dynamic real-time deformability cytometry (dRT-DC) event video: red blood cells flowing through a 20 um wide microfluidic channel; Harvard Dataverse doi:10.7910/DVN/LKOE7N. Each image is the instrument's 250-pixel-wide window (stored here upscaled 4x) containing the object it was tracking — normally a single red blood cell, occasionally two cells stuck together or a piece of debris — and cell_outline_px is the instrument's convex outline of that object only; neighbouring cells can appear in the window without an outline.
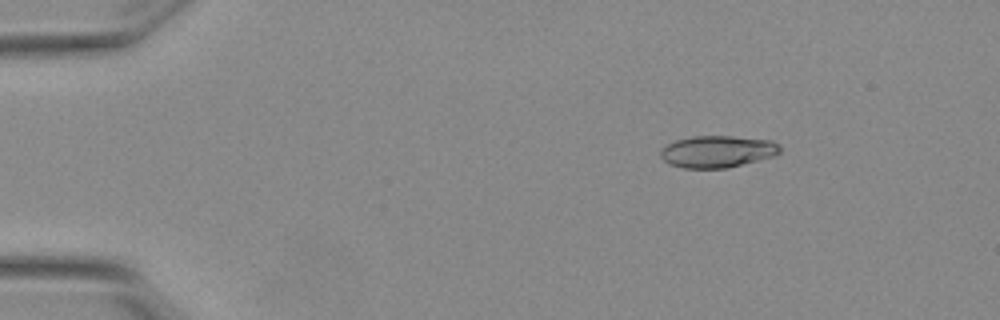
{"species": "Egyptian fruit bat (a non-hibernating species)", "species_latin": "Rousettus aegyptiacus", "temperature_condition": "warm", "stored_images_in_passage": 54, "camera_frame_rate_fps": 3000, "um_per_image_px": 0.085, "animal": {"sex": "female"}, "frame": {"image": 1, "passage_image": 8, "time_ms": 2.333, "image_size_px": [1000, 320], "cell_outline_px": [[780, 152], [776, 156], [728, 168], [684, 168], [668, 164], [660, 156], [660, 148], [676, 140], [692, 136], [732, 136], [772, 140], [780, 144]], "centroid_in_image_um": [61.0, 12.88], "position_along_channel_um": 24.0, "area_um2": 22.48}}
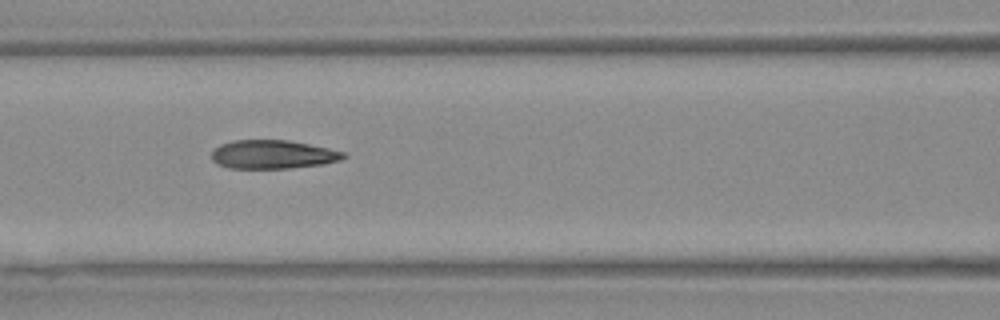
{"frame": {"image": 2, "passage_image": 24, "time_ms": 7.667, "image_size_px": [1000, 320], "cell_outline_px": [[348, 156], [340, 160], [320, 164], [288, 168], [228, 168], [216, 164], [212, 160], [212, 152], [220, 144], [232, 140], [288, 140], [328, 148], [344, 152]], "centroid_in_image_um": [23.16, 13.12], "position_along_channel_um": 143.4, "area_um2": 21.91}}
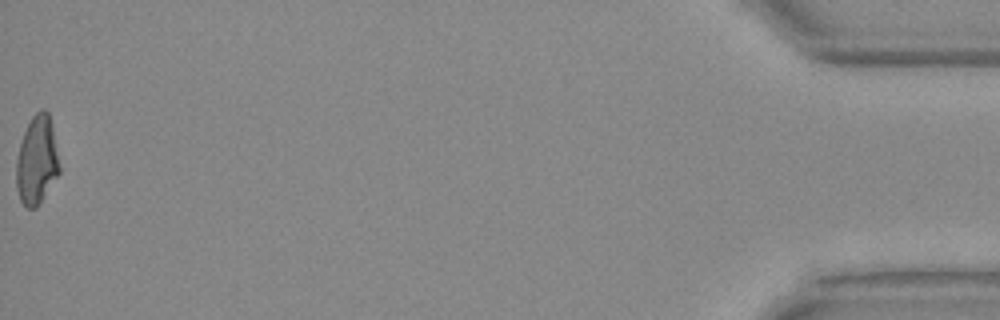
{"frame": {"image": 3, "passage_image": 54, "time_ms": 17.667, "image_size_px": [1000, 320], "cell_outline_px": [[60, 172], [36, 208], [28, 208], [20, 200], [16, 188], [16, 160], [20, 144], [24, 132], [32, 116], [40, 108], [44, 108], [48, 112], [52, 128], [60, 168]], "centroid_in_image_um": [3.12, 13.63], "position_along_channel_um": 432.1, "area_um2": 22.02}, "authors_computed_cell_mechanics": {"area_um2": 22.3108, "velocity_mm_per_s": 3.851, "shape_relaxation_time_tau1_ms": 7.3461, "shape_relaxation_time_tau2_ms": 1.575, "deformation_change_tau1": 0.2559, "deformation_change_tau2": 0.1054}}